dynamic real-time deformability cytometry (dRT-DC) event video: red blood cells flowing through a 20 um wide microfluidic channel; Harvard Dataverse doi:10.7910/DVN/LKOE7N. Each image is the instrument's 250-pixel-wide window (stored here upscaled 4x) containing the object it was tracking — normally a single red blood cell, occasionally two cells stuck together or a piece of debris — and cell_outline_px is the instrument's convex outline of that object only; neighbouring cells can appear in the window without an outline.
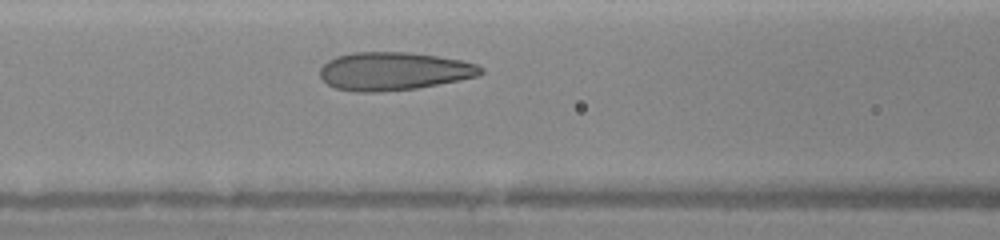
{"species": "human", "species_latin": "Homo sapiens", "temperature_condition": "warm", "stored_images_in_passage": 20, "camera_frame_rate_fps": 3000, "um_per_image_px": 0.085, "donor": {"sex": "female"}, "frame": {"image": 1, "passage_image": 6, "time_ms": 2.667, "image_size_px": [1000, 240], "cell_outline_px": [[484, 72], [480, 76], [460, 80], [416, 88], [380, 92], [356, 92], [336, 88], [328, 84], [320, 76], [320, 68], [328, 60], [336, 56], [352, 52], [408, 52], [464, 60], [476, 64], [484, 68]], "centroid_in_image_um": [33.49, 6.05], "position_along_channel_um": 133.1, "area_um2": 35.89}}
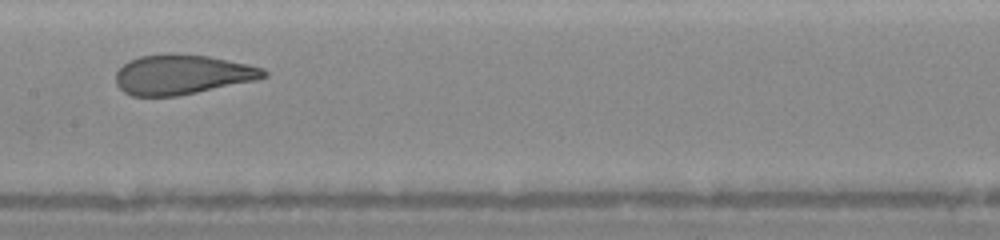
{"frame": {"image": 2, "passage_image": 9, "time_ms": 4.0, "image_size_px": [1000, 240], "cell_outline_px": [[268, 76], [256, 80], [176, 96], [132, 96], [124, 92], [116, 84], [116, 72], [128, 60], [140, 56], [208, 56], [248, 64], [264, 68], [268, 72]], "centroid_in_image_um": [15.5, 6.37], "position_along_channel_um": 191.9, "area_um2": 33.41}}
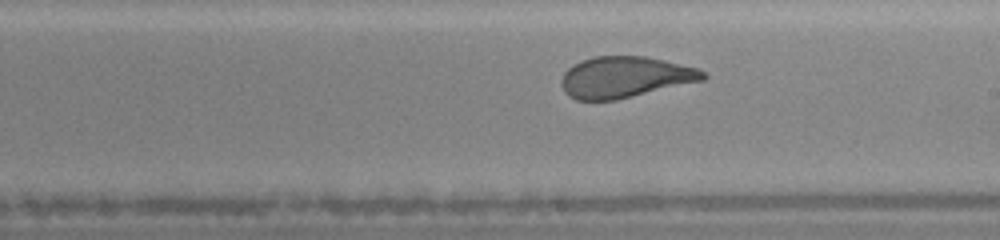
{"frame": {"image": 3, "passage_image": 12, "time_ms": 5.0, "image_size_px": [1000, 240], "cell_outline_px": [[708, 76], [704, 80], [616, 100], [576, 100], [568, 96], [564, 92], [560, 84], [560, 80], [564, 72], [572, 64], [580, 60], [596, 56], [644, 56], [664, 60], [696, 68], [704, 72]], "centroid_in_image_um": [53.07, 6.56], "position_along_channel_um": 235.9, "area_um2": 34.1}}